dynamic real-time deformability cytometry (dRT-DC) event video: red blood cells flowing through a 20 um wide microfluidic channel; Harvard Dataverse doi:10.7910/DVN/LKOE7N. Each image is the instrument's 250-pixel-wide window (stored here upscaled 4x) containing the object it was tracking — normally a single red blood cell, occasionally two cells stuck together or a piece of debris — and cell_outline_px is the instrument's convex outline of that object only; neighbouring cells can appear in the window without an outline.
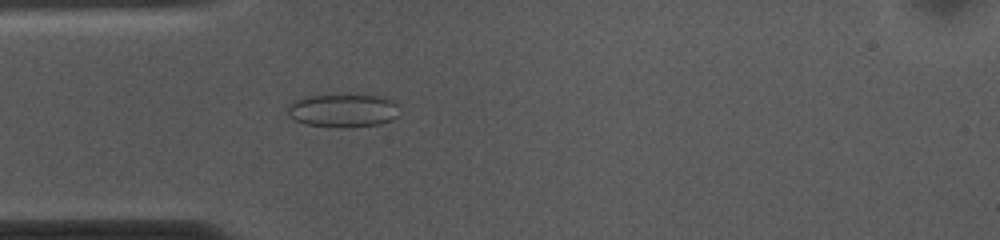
{"species": "common noctule bat (a hibernating species)", "species_latin": "Nyctalus noctula", "temperature_condition": "cold", "stored_images_in_passage": 53, "camera_frame_rate_fps": 3000, "um_per_image_px": 0.085, "animal": {"sex": "female", "body_mass_g": 10.0, "forearm_length_mm": 53.1}, "frame": {"image": 1, "passage_image": 14, "time_ms": 4.333, "image_size_px": [1000, 240], "cell_outline_px": [[396, 116], [392, 120], [380, 124], [348, 128], [340, 128], [304, 124], [288, 116], [288, 108], [292, 100], [304, 96], [328, 92], [360, 92], [384, 96], [392, 100], [396, 104]], "centroid_in_image_um": [29.13, 9.32], "position_along_channel_um": 55.9, "area_um2": 23.18}}
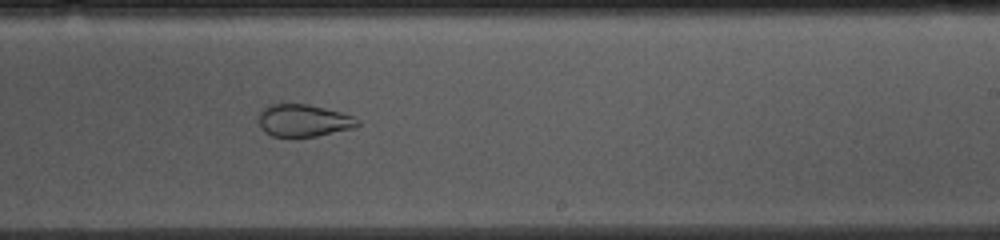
{"frame": {"image": 2, "passage_image": 31, "time_ms": 10.0, "image_size_px": [1000, 240], "cell_outline_px": [[360, 124], [352, 128], [316, 136], [292, 140], [272, 136], [264, 132], [260, 128], [256, 116], [260, 108], [268, 104], [308, 104], [340, 112], [352, 116], [360, 120]], "centroid_in_image_um": [25.69, 10.27], "position_along_channel_um": 263.3, "area_um2": 19.42}}
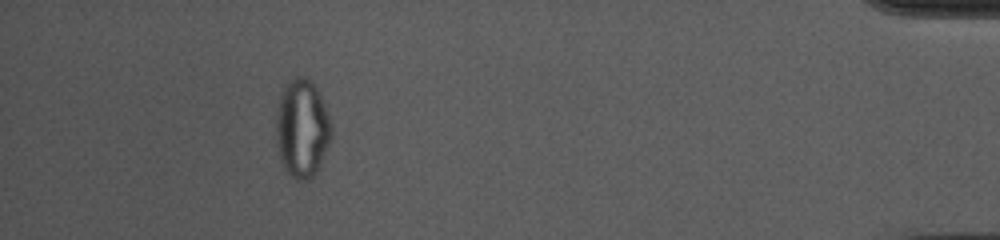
{"frame": {"image": 3, "passage_image": 48, "time_ms": 15.667, "image_size_px": [1000, 240], "cell_outline_px": [[332, 136], [320, 168], [308, 180], [296, 180], [284, 168], [280, 160], [276, 144], [276, 112], [280, 96], [284, 84], [296, 76], [308, 76], [316, 84], [332, 124]], "centroid_in_image_um": [25.68, 10.89], "position_along_channel_um": 409.5, "area_um2": 32.31}}